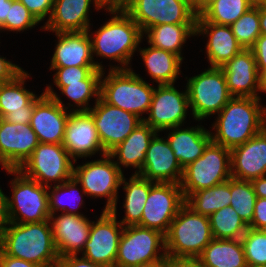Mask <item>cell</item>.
Masks as SVG:
<instances>
[{
    "label": "cell",
    "instance_id": "1",
    "mask_svg": "<svg viewBox=\"0 0 266 267\" xmlns=\"http://www.w3.org/2000/svg\"><path fill=\"white\" fill-rule=\"evenodd\" d=\"M261 98L232 97L217 114L211 140L233 149L254 137L266 127V107Z\"/></svg>",
    "mask_w": 266,
    "mask_h": 267
},
{
    "label": "cell",
    "instance_id": "2",
    "mask_svg": "<svg viewBox=\"0 0 266 267\" xmlns=\"http://www.w3.org/2000/svg\"><path fill=\"white\" fill-rule=\"evenodd\" d=\"M105 10L113 15L111 19L96 30L94 35L87 30L91 39L92 56L119 62L120 66L110 65V69H130V60L146 36L122 7Z\"/></svg>",
    "mask_w": 266,
    "mask_h": 267
},
{
    "label": "cell",
    "instance_id": "3",
    "mask_svg": "<svg viewBox=\"0 0 266 267\" xmlns=\"http://www.w3.org/2000/svg\"><path fill=\"white\" fill-rule=\"evenodd\" d=\"M1 250L11 257L43 267L58 265L59 254L53 239L51 221L9 222L0 232Z\"/></svg>",
    "mask_w": 266,
    "mask_h": 267
},
{
    "label": "cell",
    "instance_id": "4",
    "mask_svg": "<svg viewBox=\"0 0 266 267\" xmlns=\"http://www.w3.org/2000/svg\"><path fill=\"white\" fill-rule=\"evenodd\" d=\"M213 239L209 217L184 204L165 235L166 255L170 259L196 260Z\"/></svg>",
    "mask_w": 266,
    "mask_h": 267
},
{
    "label": "cell",
    "instance_id": "5",
    "mask_svg": "<svg viewBox=\"0 0 266 267\" xmlns=\"http://www.w3.org/2000/svg\"><path fill=\"white\" fill-rule=\"evenodd\" d=\"M102 71L100 98L109 105L139 116L148 113L155 87L130 69H109L107 76ZM103 78V79H102Z\"/></svg>",
    "mask_w": 266,
    "mask_h": 267
},
{
    "label": "cell",
    "instance_id": "6",
    "mask_svg": "<svg viewBox=\"0 0 266 267\" xmlns=\"http://www.w3.org/2000/svg\"><path fill=\"white\" fill-rule=\"evenodd\" d=\"M14 177L12 196H7L9 222L33 223L49 220L48 187L26 177L18 169H6Z\"/></svg>",
    "mask_w": 266,
    "mask_h": 267
},
{
    "label": "cell",
    "instance_id": "7",
    "mask_svg": "<svg viewBox=\"0 0 266 267\" xmlns=\"http://www.w3.org/2000/svg\"><path fill=\"white\" fill-rule=\"evenodd\" d=\"M231 178V151L210 142L203 154L183 169L180 183L184 198Z\"/></svg>",
    "mask_w": 266,
    "mask_h": 267
},
{
    "label": "cell",
    "instance_id": "8",
    "mask_svg": "<svg viewBox=\"0 0 266 267\" xmlns=\"http://www.w3.org/2000/svg\"><path fill=\"white\" fill-rule=\"evenodd\" d=\"M186 84L189 107L196 121L218 114L232 98L222 68L209 67Z\"/></svg>",
    "mask_w": 266,
    "mask_h": 267
},
{
    "label": "cell",
    "instance_id": "9",
    "mask_svg": "<svg viewBox=\"0 0 266 267\" xmlns=\"http://www.w3.org/2000/svg\"><path fill=\"white\" fill-rule=\"evenodd\" d=\"M101 159L77 165L73 176L81 185L82 194L91 198H107L103 210L117 209L118 190L124 174L108 154Z\"/></svg>",
    "mask_w": 266,
    "mask_h": 267
},
{
    "label": "cell",
    "instance_id": "10",
    "mask_svg": "<svg viewBox=\"0 0 266 267\" xmlns=\"http://www.w3.org/2000/svg\"><path fill=\"white\" fill-rule=\"evenodd\" d=\"M165 258L167 255L164 234L138 225L124 227L119 240L115 267H138Z\"/></svg>",
    "mask_w": 266,
    "mask_h": 267
},
{
    "label": "cell",
    "instance_id": "11",
    "mask_svg": "<svg viewBox=\"0 0 266 267\" xmlns=\"http://www.w3.org/2000/svg\"><path fill=\"white\" fill-rule=\"evenodd\" d=\"M62 144L40 143L18 169L26 177L49 187L62 184L73 177L74 162Z\"/></svg>",
    "mask_w": 266,
    "mask_h": 267
},
{
    "label": "cell",
    "instance_id": "12",
    "mask_svg": "<svg viewBox=\"0 0 266 267\" xmlns=\"http://www.w3.org/2000/svg\"><path fill=\"white\" fill-rule=\"evenodd\" d=\"M122 9L142 32L160 24H196L197 19L188 0H128Z\"/></svg>",
    "mask_w": 266,
    "mask_h": 267
},
{
    "label": "cell",
    "instance_id": "13",
    "mask_svg": "<svg viewBox=\"0 0 266 267\" xmlns=\"http://www.w3.org/2000/svg\"><path fill=\"white\" fill-rule=\"evenodd\" d=\"M185 204L180 184L154 182L143 208L138 226L154 229L166 235L171 222Z\"/></svg>",
    "mask_w": 266,
    "mask_h": 267
},
{
    "label": "cell",
    "instance_id": "14",
    "mask_svg": "<svg viewBox=\"0 0 266 267\" xmlns=\"http://www.w3.org/2000/svg\"><path fill=\"white\" fill-rule=\"evenodd\" d=\"M123 229L124 226L117 221V209L103 210L99 219L92 221L82 257L94 263L115 267Z\"/></svg>",
    "mask_w": 266,
    "mask_h": 267
},
{
    "label": "cell",
    "instance_id": "15",
    "mask_svg": "<svg viewBox=\"0 0 266 267\" xmlns=\"http://www.w3.org/2000/svg\"><path fill=\"white\" fill-rule=\"evenodd\" d=\"M46 87L45 95L34 106L30 126L40 143L62 144L71 110L51 86Z\"/></svg>",
    "mask_w": 266,
    "mask_h": 267
},
{
    "label": "cell",
    "instance_id": "16",
    "mask_svg": "<svg viewBox=\"0 0 266 267\" xmlns=\"http://www.w3.org/2000/svg\"><path fill=\"white\" fill-rule=\"evenodd\" d=\"M189 107L187 89L179 92L174 84L157 85L148 118L144 122L158 133L185 123Z\"/></svg>",
    "mask_w": 266,
    "mask_h": 267
},
{
    "label": "cell",
    "instance_id": "17",
    "mask_svg": "<svg viewBox=\"0 0 266 267\" xmlns=\"http://www.w3.org/2000/svg\"><path fill=\"white\" fill-rule=\"evenodd\" d=\"M94 104L89 111L106 154L123 142L143 122L139 116L109 105L101 98Z\"/></svg>",
    "mask_w": 266,
    "mask_h": 267
},
{
    "label": "cell",
    "instance_id": "18",
    "mask_svg": "<svg viewBox=\"0 0 266 267\" xmlns=\"http://www.w3.org/2000/svg\"><path fill=\"white\" fill-rule=\"evenodd\" d=\"M62 145L75 163L98 152L106 155L90 111H70Z\"/></svg>",
    "mask_w": 266,
    "mask_h": 267
},
{
    "label": "cell",
    "instance_id": "19",
    "mask_svg": "<svg viewBox=\"0 0 266 267\" xmlns=\"http://www.w3.org/2000/svg\"><path fill=\"white\" fill-rule=\"evenodd\" d=\"M39 144L30 123H9L0 118V165L19 169Z\"/></svg>",
    "mask_w": 266,
    "mask_h": 267
},
{
    "label": "cell",
    "instance_id": "20",
    "mask_svg": "<svg viewBox=\"0 0 266 267\" xmlns=\"http://www.w3.org/2000/svg\"><path fill=\"white\" fill-rule=\"evenodd\" d=\"M49 220L59 258L82 253L89 238L92 221L84 215L68 213L58 216L51 214Z\"/></svg>",
    "mask_w": 266,
    "mask_h": 267
},
{
    "label": "cell",
    "instance_id": "21",
    "mask_svg": "<svg viewBox=\"0 0 266 267\" xmlns=\"http://www.w3.org/2000/svg\"><path fill=\"white\" fill-rule=\"evenodd\" d=\"M221 68L232 97H260V75L251 49H242Z\"/></svg>",
    "mask_w": 266,
    "mask_h": 267
},
{
    "label": "cell",
    "instance_id": "22",
    "mask_svg": "<svg viewBox=\"0 0 266 267\" xmlns=\"http://www.w3.org/2000/svg\"><path fill=\"white\" fill-rule=\"evenodd\" d=\"M158 136L157 133L151 140L145 162L138 174L152 182L180 184L183 169L167 139Z\"/></svg>",
    "mask_w": 266,
    "mask_h": 267
},
{
    "label": "cell",
    "instance_id": "23",
    "mask_svg": "<svg viewBox=\"0 0 266 267\" xmlns=\"http://www.w3.org/2000/svg\"><path fill=\"white\" fill-rule=\"evenodd\" d=\"M90 4L97 10L106 9L100 0H54L51 17L41 29L55 33L87 31Z\"/></svg>",
    "mask_w": 266,
    "mask_h": 267
},
{
    "label": "cell",
    "instance_id": "24",
    "mask_svg": "<svg viewBox=\"0 0 266 267\" xmlns=\"http://www.w3.org/2000/svg\"><path fill=\"white\" fill-rule=\"evenodd\" d=\"M231 151V178L252 181L266 176V127Z\"/></svg>",
    "mask_w": 266,
    "mask_h": 267
},
{
    "label": "cell",
    "instance_id": "25",
    "mask_svg": "<svg viewBox=\"0 0 266 267\" xmlns=\"http://www.w3.org/2000/svg\"><path fill=\"white\" fill-rule=\"evenodd\" d=\"M57 44L50 67L97 66L105 71L102 62L93 60L88 31L55 33Z\"/></svg>",
    "mask_w": 266,
    "mask_h": 267
},
{
    "label": "cell",
    "instance_id": "26",
    "mask_svg": "<svg viewBox=\"0 0 266 267\" xmlns=\"http://www.w3.org/2000/svg\"><path fill=\"white\" fill-rule=\"evenodd\" d=\"M197 35L209 37L205 53L210 67L221 68L243 49L230 26L196 22L195 36Z\"/></svg>",
    "mask_w": 266,
    "mask_h": 267
},
{
    "label": "cell",
    "instance_id": "27",
    "mask_svg": "<svg viewBox=\"0 0 266 267\" xmlns=\"http://www.w3.org/2000/svg\"><path fill=\"white\" fill-rule=\"evenodd\" d=\"M168 130L171 131L167 136V141L182 169L199 158L212 141L210 131L201 125L183 129L176 126Z\"/></svg>",
    "mask_w": 266,
    "mask_h": 267
},
{
    "label": "cell",
    "instance_id": "28",
    "mask_svg": "<svg viewBox=\"0 0 266 267\" xmlns=\"http://www.w3.org/2000/svg\"><path fill=\"white\" fill-rule=\"evenodd\" d=\"M158 132L151 128L144 121L140 123L118 146L112 149L108 155L117 161L115 164L121 169L137 168L135 173H139L146 159V152L150 142ZM119 161V162H118Z\"/></svg>",
    "mask_w": 266,
    "mask_h": 267
},
{
    "label": "cell",
    "instance_id": "29",
    "mask_svg": "<svg viewBox=\"0 0 266 267\" xmlns=\"http://www.w3.org/2000/svg\"><path fill=\"white\" fill-rule=\"evenodd\" d=\"M196 261L201 267H247L241 239H213Z\"/></svg>",
    "mask_w": 266,
    "mask_h": 267
},
{
    "label": "cell",
    "instance_id": "30",
    "mask_svg": "<svg viewBox=\"0 0 266 267\" xmlns=\"http://www.w3.org/2000/svg\"><path fill=\"white\" fill-rule=\"evenodd\" d=\"M148 75L158 85L174 84L181 72L182 59L169 51L152 46L139 48Z\"/></svg>",
    "mask_w": 266,
    "mask_h": 267
},
{
    "label": "cell",
    "instance_id": "31",
    "mask_svg": "<svg viewBox=\"0 0 266 267\" xmlns=\"http://www.w3.org/2000/svg\"><path fill=\"white\" fill-rule=\"evenodd\" d=\"M196 24H160L145 30L148 44L178 55L182 60V48L187 38L195 36ZM190 36V37H189Z\"/></svg>",
    "mask_w": 266,
    "mask_h": 267
},
{
    "label": "cell",
    "instance_id": "32",
    "mask_svg": "<svg viewBox=\"0 0 266 267\" xmlns=\"http://www.w3.org/2000/svg\"><path fill=\"white\" fill-rule=\"evenodd\" d=\"M153 183L138 173L132 174L129 181H126L123 175L121 185L126 192L123 204L125 217L119 222L124 227L138 225L141 222L143 208Z\"/></svg>",
    "mask_w": 266,
    "mask_h": 267
},
{
    "label": "cell",
    "instance_id": "33",
    "mask_svg": "<svg viewBox=\"0 0 266 267\" xmlns=\"http://www.w3.org/2000/svg\"><path fill=\"white\" fill-rule=\"evenodd\" d=\"M29 77L23 70L12 81L0 84V118L11 112L25 111L38 98L24 87Z\"/></svg>",
    "mask_w": 266,
    "mask_h": 267
},
{
    "label": "cell",
    "instance_id": "34",
    "mask_svg": "<svg viewBox=\"0 0 266 267\" xmlns=\"http://www.w3.org/2000/svg\"><path fill=\"white\" fill-rule=\"evenodd\" d=\"M230 200L231 178L224 183L190 194L185 199V204L194 212L209 217L221 208L230 206Z\"/></svg>",
    "mask_w": 266,
    "mask_h": 267
},
{
    "label": "cell",
    "instance_id": "35",
    "mask_svg": "<svg viewBox=\"0 0 266 267\" xmlns=\"http://www.w3.org/2000/svg\"><path fill=\"white\" fill-rule=\"evenodd\" d=\"M253 6L250 0H217L197 16L196 22L231 26Z\"/></svg>",
    "mask_w": 266,
    "mask_h": 267
},
{
    "label": "cell",
    "instance_id": "36",
    "mask_svg": "<svg viewBox=\"0 0 266 267\" xmlns=\"http://www.w3.org/2000/svg\"><path fill=\"white\" fill-rule=\"evenodd\" d=\"M209 222L214 239H241L248 230V225L232 206L211 214Z\"/></svg>",
    "mask_w": 266,
    "mask_h": 267
},
{
    "label": "cell",
    "instance_id": "37",
    "mask_svg": "<svg viewBox=\"0 0 266 267\" xmlns=\"http://www.w3.org/2000/svg\"><path fill=\"white\" fill-rule=\"evenodd\" d=\"M101 76L102 70H94L81 83H67V86L57 88L77 106L72 111H89L92 108L88 103L91 98L95 97V102L100 98Z\"/></svg>",
    "mask_w": 266,
    "mask_h": 267
},
{
    "label": "cell",
    "instance_id": "38",
    "mask_svg": "<svg viewBox=\"0 0 266 267\" xmlns=\"http://www.w3.org/2000/svg\"><path fill=\"white\" fill-rule=\"evenodd\" d=\"M78 184H79V182L73 176L72 178L63 182L62 184L54 185L53 188H52V184L48 187V189L51 190V191L50 190L48 191V203H49L50 215L56 214V212L60 211V210H61V213H68V214H74V215H84V214H81L77 211V209L79 210V207L82 206V204L84 203V201L82 200L83 196L81 194L80 195L78 194L80 192L78 190L79 188H77V186H79ZM60 193H62L63 198H62V196H60ZM63 193L65 195H67V197ZM76 193L78 195H76ZM72 197L75 199L77 204L76 205L73 204L74 205V206L72 205L73 207L71 206V204H69V206H71V207H69V206L67 207L66 201L68 200L70 203V200L72 199ZM63 200L65 201V203ZM77 205H79V206H77Z\"/></svg>",
    "mask_w": 266,
    "mask_h": 267
},
{
    "label": "cell",
    "instance_id": "39",
    "mask_svg": "<svg viewBox=\"0 0 266 267\" xmlns=\"http://www.w3.org/2000/svg\"><path fill=\"white\" fill-rule=\"evenodd\" d=\"M256 194L251 181L231 178L230 206L249 225L254 214Z\"/></svg>",
    "mask_w": 266,
    "mask_h": 267
},
{
    "label": "cell",
    "instance_id": "40",
    "mask_svg": "<svg viewBox=\"0 0 266 267\" xmlns=\"http://www.w3.org/2000/svg\"><path fill=\"white\" fill-rule=\"evenodd\" d=\"M230 27L243 49H250L261 35L259 25V5L251 7Z\"/></svg>",
    "mask_w": 266,
    "mask_h": 267
},
{
    "label": "cell",
    "instance_id": "41",
    "mask_svg": "<svg viewBox=\"0 0 266 267\" xmlns=\"http://www.w3.org/2000/svg\"><path fill=\"white\" fill-rule=\"evenodd\" d=\"M247 266H266V235L248 228L241 238Z\"/></svg>",
    "mask_w": 266,
    "mask_h": 267
},
{
    "label": "cell",
    "instance_id": "42",
    "mask_svg": "<svg viewBox=\"0 0 266 267\" xmlns=\"http://www.w3.org/2000/svg\"><path fill=\"white\" fill-rule=\"evenodd\" d=\"M39 23L40 22L23 3L18 0H12V4L9 6L6 22L0 28L3 31L7 30L20 32L27 29H32Z\"/></svg>",
    "mask_w": 266,
    "mask_h": 267
},
{
    "label": "cell",
    "instance_id": "43",
    "mask_svg": "<svg viewBox=\"0 0 266 267\" xmlns=\"http://www.w3.org/2000/svg\"><path fill=\"white\" fill-rule=\"evenodd\" d=\"M50 70H56L54 83L56 87L67 86V83H81L94 70H100L97 66H72V67H49Z\"/></svg>",
    "mask_w": 266,
    "mask_h": 267
},
{
    "label": "cell",
    "instance_id": "44",
    "mask_svg": "<svg viewBox=\"0 0 266 267\" xmlns=\"http://www.w3.org/2000/svg\"><path fill=\"white\" fill-rule=\"evenodd\" d=\"M23 3L26 8L41 22L48 15L47 21L50 19L53 11L54 0H18Z\"/></svg>",
    "mask_w": 266,
    "mask_h": 267
},
{
    "label": "cell",
    "instance_id": "45",
    "mask_svg": "<svg viewBox=\"0 0 266 267\" xmlns=\"http://www.w3.org/2000/svg\"><path fill=\"white\" fill-rule=\"evenodd\" d=\"M257 63L259 75L266 71V36L260 35L250 48Z\"/></svg>",
    "mask_w": 266,
    "mask_h": 267
},
{
    "label": "cell",
    "instance_id": "46",
    "mask_svg": "<svg viewBox=\"0 0 266 267\" xmlns=\"http://www.w3.org/2000/svg\"><path fill=\"white\" fill-rule=\"evenodd\" d=\"M264 225H266V198L257 197L253 218L248 228L259 230Z\"/></svg>",
    "mask_w": 266,
    "mask_h": 267
},
{
    "label": "cell",
    "instance_id": "47",
    "mask_svg": "<svg viewBox=\"0 0 266 267\" xmlns=\"http://www.w3.org/2000/svg\"><path fill=\"white\" fill-rule=\"evenodd\" d=\"M22 71L21 67L0 56V84L12 81Z\"/></svg>",
    "mask_w": 266,
    "mask_h": 267
},
{
    "label": "cell",
    "instance_id": "48",
    "mask_svg": "<svg viewBox=\"0 0 266 267\" xmlns=\"http://www.w3.org/2000/svg\"><path fill=\"white\" fill-rule=\"evenodd\" d=\"M44 92L25 110L8 113L3 119L9 123L28 124L34 111L35 104L44 96Z\"/></svg>",
    "mask_w": 266,
    "mask_h": 267
},
{
    "label": "cell",
    "instance_id": "49",
    "mask_svg": "<svg viewBox=\"0 0 266 267\" xmlns=\"http://www.w3.org/2000/svg\"><path fill=\"white\" fill-rule=\"evenodd\" d=\"M61 267H108L99 263L91 262L85 258L77 257V255L63 256L59 258V263Z\"/></svg>",
    "mask_w": 266,
    "mask_h": 267
},
{
    "label": "cell",
    "instance_id": "50",
    "mask_svg": "<svg viewBox=\"0 0 266 267\" xmlns=\"http://www.w3.org/2000/svg\"><path fill=\"white\" fill-rule=\"evenodd\" d=\"M0 267H43L38 264L6 255L0 252Z\"/></svg>",
    "mask_w": 266,
    "mask_h": 267
},
{
    "label": "cell",
    "instance_id": "51",
    "mask_svg": "<svg viewBox=\"0 0 266 267\" xmlns=\"http://www.w3.org/2000/svg\"><path fill=\"white\" fill-rule=\"evenodd\" d=\"M7 195H5L0 188V232L9 223Z\"/></svg>",
    "mask_w": 266,
    "mask_h": 267
},
{
    "label": "cell",
    "instance_id": "52",
    "mask_svg": "<svg viewBox=\"0 0 266 267\" xmlns=\"http://www.w3.org/2000/svg\"><path fill=\"white\" fill-rule=\"evenodd\" d=\"M257 197L266 198V176L251 181Z\"/></svg>",
    "mask_w": 266,
    "mask_h": 267
},
{
    "label": "cell",
    "instance_id": "53",
    "mask_svg": "<svg viewBox=\"0 0 266 267\" xmlns=\"http://www.w3.org/2000/svg\"><path fill=\"white\" fill-rule=\"evenodd\" d=\"M167 267H201V265L196 260L168 258Z\"/></svg>",
    "mask_w": 266,
    "mask_h": 267
},
{
    "label": "cell",
    "instance_id": "54",
    "mask_svg": "<svg viewBox=\"0 0 266 267\" xmlns=\"http://www.w3.org/2000/svg\"><path fill=\"white\" fill-rule=\"evenodd\" d=\"M12 0H0V27L6 22Z\"/></svg>",
    "mask_w": 266,
    "mask_h": 267
},
{
    "label": "cell",
    "instance_id": "55",
    "mask_svg": "<svg viewBox=\"0 0 266 267\" xmlns=\"http://www.w3.org/2000/svg\"><path fill=\"white\" fill-rule=\"evenodd\" d=\"M217 0H197L193 4L194 12L197 16H199L209 5Z\"/></svg>",
    "mask_w": 266,
    "mask_h": 267
},
{
    "label": "cell",
    "instance_id": "56",
    "mask_svg": "<svg viewBox=\"0 0 266 267\" xmlns=\"http://www.w3.org/2000/svg\"><path fill=\"white\" fill-rule=\"evenodd\" d=\"M259 25L261 35L266 36V9L259 5Z\"/></svg>",
    "mask_w": 266,
    "mask_h": 267
},
{
    "label": "cell",
    "instance_id": "57",
    "mask_svg": "<svg viewBox=\"0 0 266 267\" xmlns=\"http://www.w3.org/2000/svg\"><path fill=\"white\" fill-rule=\"evenodd\" d=\"M168 266V257L161 261H156L149 264H144L138 267H167Z\"/></svg>",
    "mask_w": 266,
    "mask_h": 267
},
{
    "label": "cell",
    "instance_id": "58",
    "mask_svg": "<svg viewBox=\"0 0 266 267\" xmlns=\"http://www.w3.org/2000/svg\"><path fill=\"white\" fill-rule=\"evenodd\" d=\"M106 8L121 7V0H100Z\"/></svg>",
    "mask_w": 266,
    "mask_h": 267
},
{
    "label": "cell",
    "instance_id": "59",
    "mask_svg": "<svg viewBox=\"0 0 266 267\" xmlns=\"http://www.w3.org/2000/svg\"><path fill=\"white\" fill-rule=\"evenodd\" d=\"M260 87H261V92H265L266 93V71H264L260 75Z\"/></svg>",
    "mask_w": 266,
    "mask_h": 267
},
{
    "label": "cell",
    "instance_id": "60",
    "mask_svg": "<svg viewBox=\"0 0 266 267\" xmlns=\"http://www.w3.org/2000/svg\"><path fill=\"white\" fill-rule=\"evenodd\" d=\"M254 5H261L264 0H250Z\"/></svg>",
    "mask_w": 266,
    "mask_h": 267
},
{
    "label": "cell",
    "instance_id": "61",
    "mask_svg": "<svg viewBox=\"0 0 266 267\" xmlns=\"http://www.w3.org/2000/svg\"><path fill=\"white\" fill-rule=\"evenodd\" d=\"M259 230H260L264 235H266V225L262 226Z\"/></svg>",
    "mask_w": 266,
    "mask_h": 267
},
{
    "label": "cell",
    "instance_id": "62",
    "mask_svg": "<svg viewBox=\"0 0 266 267\" xmlns=\"http://www.w3.org/2000/svg\"><path fill=\"white\" fill-rule=\"evenodd\" d=\"M261 6L264 7L266 9V0H264L262 3H261Z\"/></svg>",
    "mask_w": 266,
    "mask_h": 267
},
{
    "label": "cell",
    "instance_id": "63",
    "mask_svg": "<svg viewBox=\"0 0 266 267\" xmlns=\"http://www.w3.org/2000/svg\"><path fill=\"white\" fill-rule=\"evenodd\" d=\"M128 0H121V7L127 2Z\"/></svg>",
    "mask_w": 266,
    "mask_h": 267
},
{
    "label": "cell",
    "instance_id": "64",
    "mask_svg": "<svg viewBox=\"0 0 266 267\" xmlns=\"http://www.w3.org/2000/svg\"><path fill=\"white\" fill-rule=\"evenodd\" d=\"M192 5L197 1V0H188Z\"/></svg>",
    "mask_w": 266,
    "mask_h": 267
},
{
    "label": "cell",
    "instance_id": "65",
    "mask_svg": "<svg viewBox=\"0 0 266 267\" xmlns=\"http://www.w3.org/2000/svg\"><path fill=\"white\" fill-rule=\"evenodd\" d=\"M247 267H266V266H247Z\"/></svg>",
    "mask_w": 266,
    "mask_h": 267
}]
</instances>
